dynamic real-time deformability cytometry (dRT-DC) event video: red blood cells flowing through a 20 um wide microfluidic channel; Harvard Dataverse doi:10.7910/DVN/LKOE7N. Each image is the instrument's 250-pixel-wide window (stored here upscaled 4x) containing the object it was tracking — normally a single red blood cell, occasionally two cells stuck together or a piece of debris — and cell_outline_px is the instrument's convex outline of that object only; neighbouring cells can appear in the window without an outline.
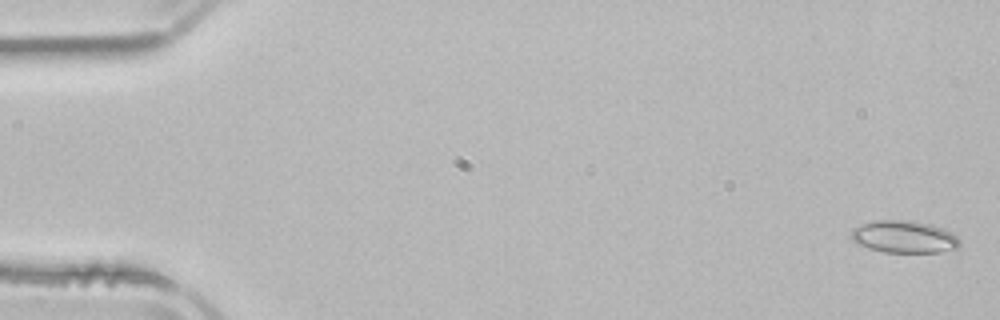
{"species": "common noctule bat (a hibernating species)", "species_latin": "Nyctalus noctula", "temperature_condition": "room temperature", "stored_images_in_passage": 53, "camera_frame_rate_fps": 3000, "um_per_image_px": 0.085, "animal": {"sex": "male", "body_mass_g": 21.5, "forearm_length_mm": 52.0}, "frame": {"image": 1, "passage_image": 2, "time_ms": 0.333, "image_size_px": [1000, 320], "cell_outline_px": [[960, 248], [940, 252], [884, 252], [868, 248], [856, 244], [852, 240], [852, 228], [860, 224], [872, 220], [908, 220], [928, 224], [944, 228], [952, 232], [960, 240]], "centroid_in_image_um": [76.85, 20.13], "position_along_channel_um": 8.2, "area_um2": 20.63}}
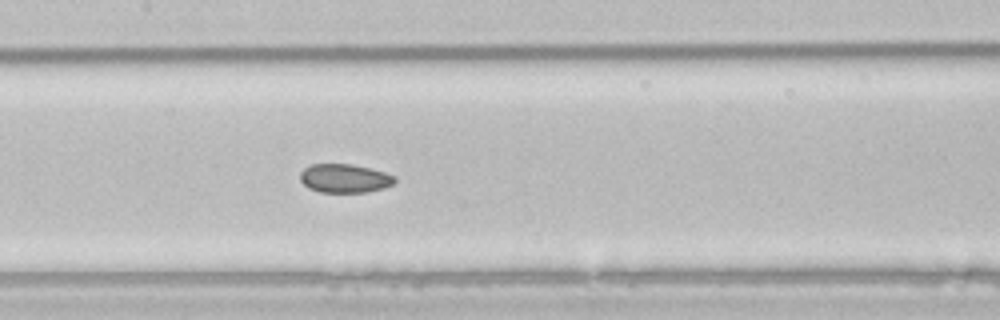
{"frame": {"image": 2, "passage_image": 26, "time_ms": 8.333, "image_size_px": [1000, 320], "cell_outline_px": [[396, 180], [392, 184], [384, 188], [368, 192], [320, 192], [308, 188], [300, 180], [300, 172], [304, 168], [312, 164], [352, 164], [384, 172], [396, 176]], "centroid_in_image_um": [29.29, 15.16], "position_along_channel_um": 178.1, "area_um2": 15.84}}
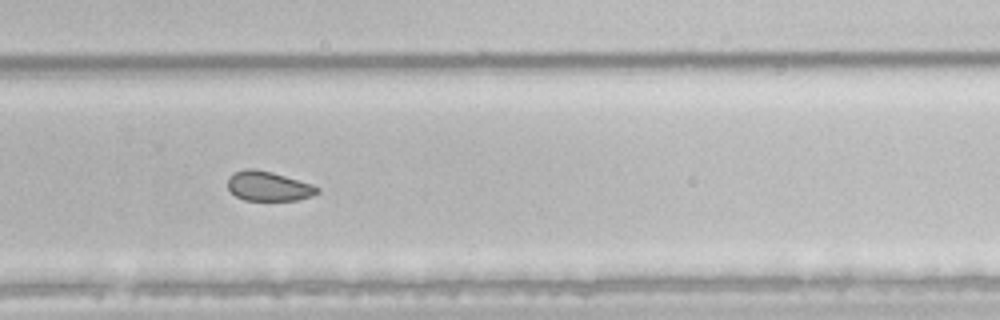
{"frame": {"image": 3, "passage_image": 36, "time_ms": 11.667, "image_size_px": [1000, 320], "cell_outline_px": [[320, 192], [312, 196], [296, 200], [244, 200], [236, 196], [228, 188], [228, 180], [232, 172], [244, 168], [252, 168], [272, 172], [312, 184], [320, 188]], "centroid_in_image_um": [22.82, 15.81], "position_along_channel_um": 307.0, "area_um2": 15.49}, "authors_computed_cell_mechanics": {"area_um2": 17.9758, "velocity_mm_per_s": 3.8833, "shape_relaxation_time_tau1_ms": null, "shape_relaxation_time_tau2_ms": 6.3788, "deformation_change_tau1": null, "deformation_change_tau2": 0.0954}}